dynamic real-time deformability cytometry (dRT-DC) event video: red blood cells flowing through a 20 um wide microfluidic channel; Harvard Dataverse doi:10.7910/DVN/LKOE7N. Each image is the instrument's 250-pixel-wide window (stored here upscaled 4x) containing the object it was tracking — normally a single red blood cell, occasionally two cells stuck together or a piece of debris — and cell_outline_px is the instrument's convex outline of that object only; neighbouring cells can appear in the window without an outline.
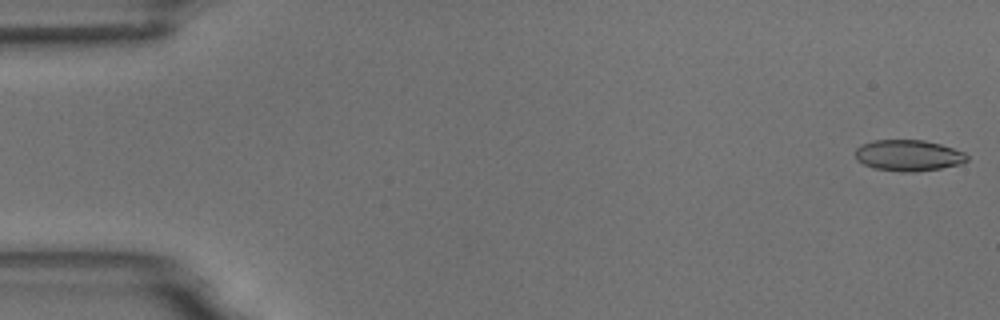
{"species": "common noctule bat (a hibernating species)", "species_latin": "Nyctalus noctula", "temperature_condition": "room temperature", "stored_images_in_passage": 11, "camera_frame_rate_fps": 3000, "um_per_image_px": 0.085, "animal": {"sex": "male", "body_mass_g": 18.8}, "frame": {"image": 1, "passage_image": 1, "time_ms": 0.0, "image_size_px": [1000, 320], "cell_outline_px": [[968, 160], [960, 164], [940, 168], [916, 172], [900, 172], [872, 168], [856, 160], [856, 148], [860, 144], [872, 140], [924, 140], [940, 144], [964, 152], [968, 156]], "centroid_in_image_um": [77.18, 13.21], "position_along_channel_um": 7.8, "area_um2": 20.4}}
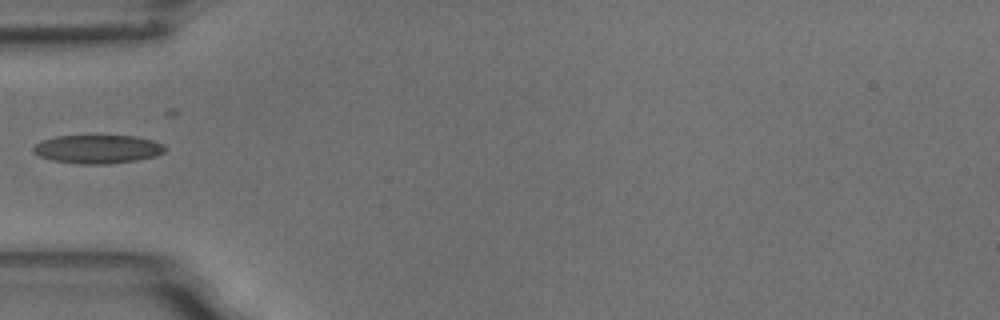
{"frame": {"image": 2, "passage_image": 5, "time_ms": 5.667, "image_size_px": [1000, 320], "cell_outline_px": [[168, 148], [164, 152], [156, 156], [136, 160], [108, 164], [80, 164], [52, 160], [40, 156], [32, 152], [32, 148], [40, 140], [56, 136], [136, 136], [152, 140], [164, 144]], "centroid_in_image_um": [8.31, 12.67], "position_along_channel_um": 76.7, "area_um2": 22.02}}
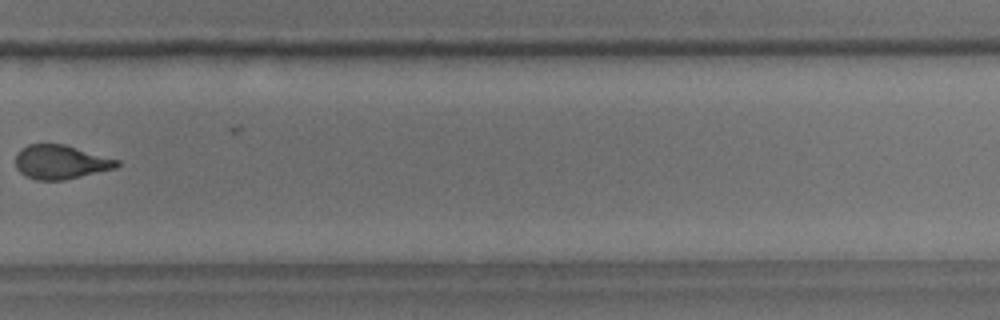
{"frame": {"image": 3, "passage_image": 11, "time_ms": 12.333, "image_size_px": [1000, 320], "cell_outline_px": [[120, 164], [116, 168], [64, 180], [36, 180], [20, 172], [16, 168], [16, 156], [28, 144], [64, 144], [120, 160]], "centroid_in_image_um": [5.19, 13.78], "position_along_channel_um": 324.6, "area_um2": 19.88}}